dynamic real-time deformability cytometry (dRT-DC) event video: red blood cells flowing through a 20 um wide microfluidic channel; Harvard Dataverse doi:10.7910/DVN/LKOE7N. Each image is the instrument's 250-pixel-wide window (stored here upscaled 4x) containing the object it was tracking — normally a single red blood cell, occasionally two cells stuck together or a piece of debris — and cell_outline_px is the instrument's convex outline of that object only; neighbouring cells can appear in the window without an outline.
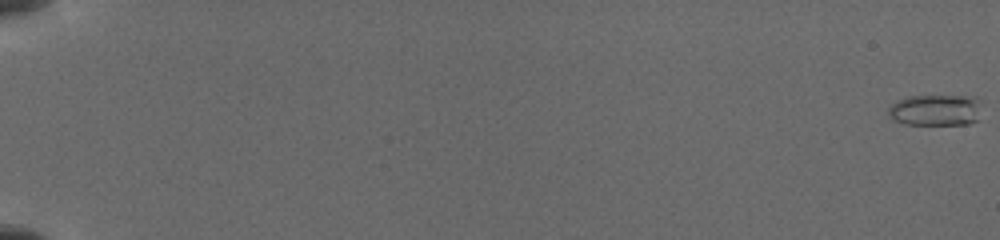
{"species": "common noctule bat (a hibernating species)", "species_latin": "Nyctalus noctula", "temperature_condition": "cold", "stored_images_in_passage": 52, "camera_frame_rate_fps": 3000, "um_per_image_px": 0.085, "animal": {"sex": "female", "body_mass_g": 19.5, "forearm_length_mm": 54.1}, "frame": {"image": 1, "passage_image": 1, "time_ms": 0.0, "image_size_px": [1000, 240], "cell_outline_px": [[976, 120], [968, 124], [904, 124], [888, 116], [888, 108], [896, 100], [908, 96], [976, 96]], "centroid_in_image_um": [79.41, 9.35], "position_along_channel_um": 5.6, "area_um2": 16.59}}
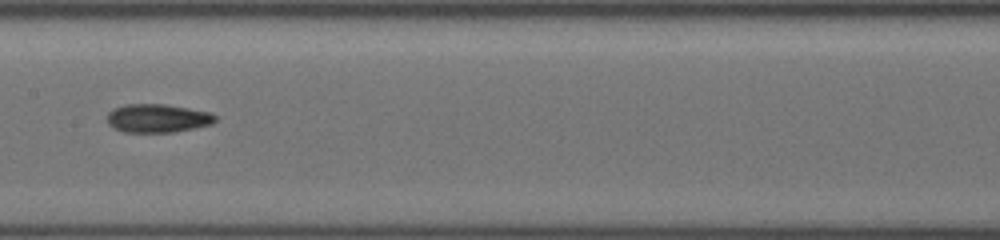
{"frame": {"image": 2, "passage_image": 31, "time_ms": 10.333, "image_size_px": [1000, 240], "cell_outline_px": [[216, 120], [212, 124], [172, 132], [124, 132], [108, 124], [108, 112], [112, 108], [124, 104], [164, 104], [212, 112], [216, 116]], "centroid_in_image_um": [13.39, 10.04], "position_along_channel_um": 194.0, "area_um2": 17.92}}
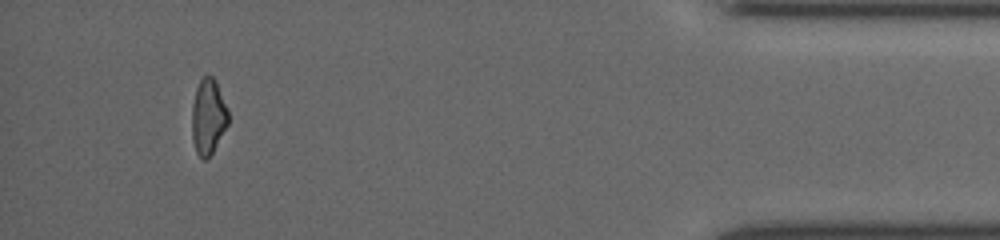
{"frame": {"image": 3, "passage_image": 49, "time_ms": 17.333, "image_size_px": [1000, 240], "cell_outline_px": [[228, 124], [212, 152], [204, 160], [196, 152], [192, 136], [192, 104], [196, 88], [200, 80], [204, 76], [212, 76], [216, 80], [228, 108]], "centroid_in_image_um": [17.7, 9.88], "position_along_channel_um": 417.5, "area_um2": 15.9}}